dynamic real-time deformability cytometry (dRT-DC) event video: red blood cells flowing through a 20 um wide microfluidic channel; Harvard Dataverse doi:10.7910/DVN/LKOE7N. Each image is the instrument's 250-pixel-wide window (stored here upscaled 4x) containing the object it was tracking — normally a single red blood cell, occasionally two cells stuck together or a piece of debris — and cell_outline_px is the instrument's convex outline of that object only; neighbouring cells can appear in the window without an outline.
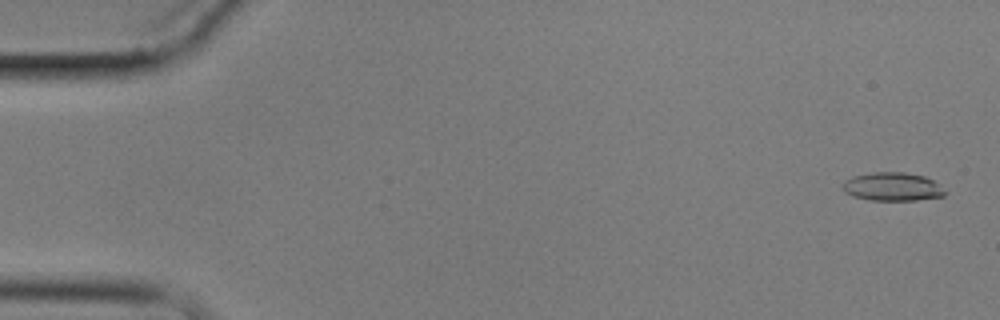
{"species": "common noctule bat (a hibernating species)", "species_latin": "Nyctalus noctula", "temperature_condition": "cold", "stored_images_in_passage": 8, "camera_frame_rate_fps": 3000, "um_per_image_px": 0.085, "animal": {"sex": "male", "body_mass_g": 17.9}, "frame": {"image": 1, "passage_image": 1, "time_ms": 0.0, "image_size_px": [1000, 320], "cell_outline_px": [[948, 192], [944, 196], [916, 200], [872, 200], [852, 196], [844, 192], [840, 184], [844, 180], [852, 176], [872, 172], [904, 172], [924, 176], [932, 180]], "centroid_in_image_um": [75.82, 15.86], "position_along_channel_um": 9.2, "area_um2": 17.11}}
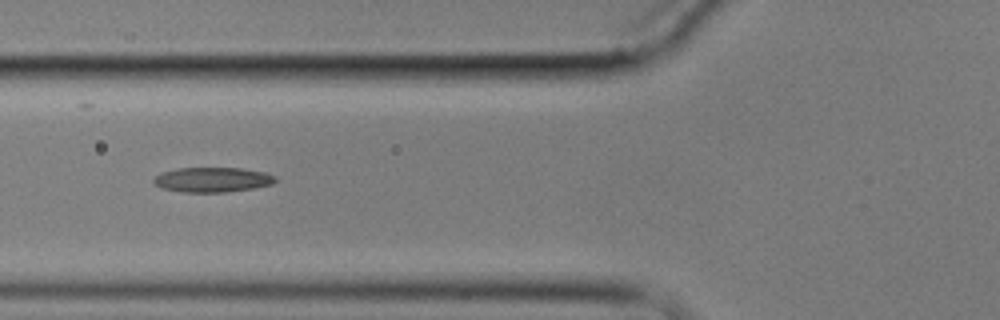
{"frame": {"image": 2, "passage_image": 7, "time_ms": 6.667, "image_size_px": [1000, 320], "cell_outline_px": [[276, 180], [272, 184], [256, 188], [224, 192], [184, 192], [160, 188], [152, 180], [160, 172], [176, 168], [240, 168], [264, 172], [276, 176]], "centroid_in_image_um": [18.05, 15.27], "position_along_channel_um": 107.8, "area_um2": 17.69}}
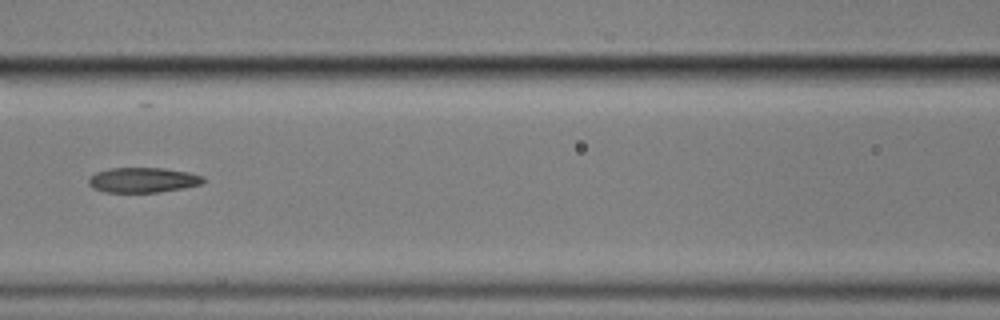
{"frame": {"image": 3, "passage_image": 8, "time_ms": 8.0, "image_size_px": [1000, 320], "cell_outline_px": [[204, 180], [200, 184], [184, 188], [160, 192], [104, 192], [92, 188], [88, 184], [88, 176], [96, 172], [108, 168], [164, 168], [188, 172], [204, 176]], "centroid_in_image_um": [12.1, 15.3], "position_along_channel_um": 154.5, "area_um2": 16.88}}